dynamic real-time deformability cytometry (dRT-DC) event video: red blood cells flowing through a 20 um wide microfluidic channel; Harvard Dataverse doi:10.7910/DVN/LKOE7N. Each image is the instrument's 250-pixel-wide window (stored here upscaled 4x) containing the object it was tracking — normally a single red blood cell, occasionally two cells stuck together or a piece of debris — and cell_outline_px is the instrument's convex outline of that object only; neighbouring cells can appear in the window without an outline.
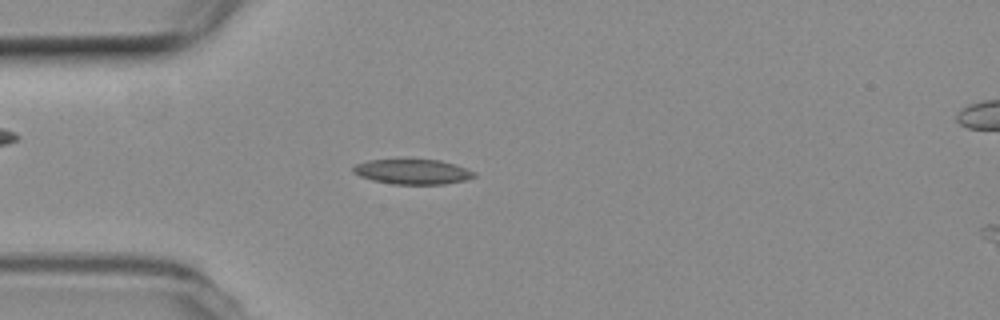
{"species": "common noctule bat (a hibernating species)", "species_latin": "Nyctalus noctula", "temperature_condition": "room temperature", "stored_images_in_passage": 6, "camera_frame_rate_fps": 3000, "um_per_image_px": 0.085, "animal": {"sex": "female", "body_mass_g": 19.3, "forearm_length_mm": 54.1}, "frame": {"image": 1, "passage_image": 4, "time_ms": 1.0, "image_size_px": [1000, 320], "cell_outline_px": [[476, 176], [464, 180], [444, 184], [392, 184], [372, 180], [360, 176], [352, 172], [352, 168], [356, 164], [368, 160], [440, 160], [456, 164], [476, 172]], "centroid_in_image_um": [35.08, 14.6], "position_along_channel_um": 49.9, "area_um2": 17.57}}